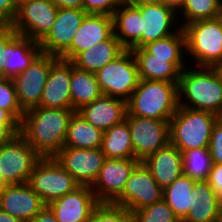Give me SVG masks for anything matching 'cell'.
<instances>
[{"mask_svg":"<svg viewBox=\"0 0 222 222\" xmlns=\"http://www.w3.org/2000/svg\"><path fill=\"white\" fill-rule=\"evenodd\" d=\"M138 8L143 16L142 47L173 35L182 28L178 13L163 3L141 5Z\"/></svg>","mask_w":222,"mask_h":222,"instance_id":"20","label":"cell"},{"mask_svg":"<svg viewBox=\"0 0 222 222\" xmlns=\"http://www.w3.org/2000/svg\"><path fill=\"white\" fill-rule=\"evenodd\" d=\"M0 108L6 110L19 124L25 111L19 105L11 78H0Z\"/></svg>","mask_w":222,"mask_h":222,"instance_id":"37","label":"cell"},{"mask_svg":"<svg viewBox=\"0 0 222 222\" xmlns=\"http://www.w3.org/2000/svg\"><path fill=\"white\" fill-rule=\"evenodd\" d=\"M30 222H58L54 212L46 205Z\"/></svg>","mask_w":222,"mask_h":222,"instance_id":"44","label":"cell"},{"mask_svg":"<svg viewBox=\"0 0 222 222\" xmlns=\"http://www.w3.org/2000/svg\"><path fill=\"white\" fill-rule=\"evenodd\" d=\"M87 222H133L132 212L113 203H99Z\"/></svg>","mask_w":222,"mask_h":222,"instance_id":"36","label":"cell"},{"mask_svg":"<svg viewBox=\"0 0 222 222\" xmlns=\"http://www.w3.org/2000/svg\"><path fill=\"white\" fill-rule=\"evenodd\" d=\"M132 216L133 222H181L163 199L132 211Z\"/></svg>","mask_w":222,"mask_h":222,"instance_id":"35","label":"cell"},{"mask_svg":"<svg viewBox=\"0 0 222 222\" xmlns=\"http://www.w3.org/2000/svg\"><path fill=\"white\" fill-rule=\"evenodd\" d=\"M195 182L196 180L182 175L163 189V200L170 206L180 221L188 213L191 192Z\"/></svg>","mask_w":222,"mask_h":222,"instance_id":"32","label":"cell"},{"mask_svg":"<svg viewBox=\"0 0 222 222\" xmlns=\"http://www.w3.org/2000/svg\"><path fill=\"white\" fill-rule=\"evenodd\" d=\"M178 106L222 117V74L219 69L188 64L180 73Z\"/></svg>","mask_w":222,"mask_h":222,"instance_id":"2","label":"cell"},{"mask_svg":"<svg viewBox=\"0 0 222 222\" xmlns=\"http://www.w3.org/2000/svg\"><path fill=\"white\" fill-rule=\"evenodd\" d=\"M95 74L103 95L126 102L140 81L136 59L129 49H125Z\"/></svg>","mask_w":222,"mask_h":222,"instance_id":"6","label":"cell"},{"mask_svg":"<svg viewBox=\"0 0 222 222\" xmlns=\"http://www.w3.org/2000/svg\"><path fill=\"white\" fill-rule=\"evenodd\" d=\"M58 8L83 9V0H51Z\"/></svg>","mask_w":222,"mask_h":222,"instance_id":"45","label":"cell"},{"mask_svg":"<svg viewBox=\"0 0 222 222\" xmlns=\"http://www.w3.org/2000/svg\"><path fill=\"white\" fill-rule=\"evenodd\" d=\"M139 162L134 158H106L96 180L90 186L98 201L112 203L122 193L131 172Z\"/></svg>","mask_w":222,"mask_h":222,"instance_id":"15","label":"cell"},{"mask_svg":"<svg viewBox=\"0 0 222 222\" xmlns=\"http://www.w3.org/2000/svg\"><path fill=\"white\" fill-rule=\"evenodd\" d=\"M70 93L72 109L75 111L103 95L97 82L96 74L78 69L74 66L73 62L70 78Z\"/></svg>","mask_w":222,"mask_h":222,"instance_id":"29","label":"cell"},{"mask_svg":"<svg viewBox=\"0 0 222 222\" xmlns=\"http://www.w3.org/2000/svg\"><path fill=\"white\" fill-rule=\"evenodd\" d=\"M54 158L80 185L88 186L94 183L106 159L100 148L80 149L66 146Z\"/></svg>","mask_w":222,"mask_h":222,"instance_id":"13","label":"cell"},{"mask_svg":"<svg viewBox=\"0 0 222 222\" xmlns=\"http://www.w3.org/2000/svg\"><path fill=\"white\" fill-rule=\"evenodd\" d=\"M186 38V56L192 66L216 67L222 64V15L197 20L183 27ZM194 61V62H193Z\"/></svg>","mask_w":222,"mask_h":222,"instance_id":"4","label":"cell"},{"mask_svg":"<svg viewBox=\"0 0 222 222\" xmlns=\"http://www.w3.org/2000/svg\"><path fill=\"white\" fill-rule=\"evenodd\" d=\"M58 58L41 52L23 72L12 78L24 111L39 105L51 65Z\"/></svg>","mask_w":222,"mask_h":222,"instance_id":"11","label":"cell"},{"mask_svg":"<svg viewBox=\"0 0 222 222\" xmlns=\"http://www.w3.org/2000/svg\"><path fill=\"white\" fill-rule=\"evenodd\" d=\"M0 124H19L6 110L0 108Z\"/></svg>","mask_w":222,"mask_h":222,"instance_id":"48","label":"cell"},{"mask_svg":"<svg viewBox=\"0 0 222 222\" xmlns=\"http://www.w3.org/2000/svg\"><path fill=\"white\" fill-rule=\"evenodd\" d=\"M27 184L45 205H49L80 186L54 157L41 158L31 172Z\"/></svg>","mask_w":222,"mask_h":222,"instance_id":"7","label":"cell"},{"mask_svg":"<svg viewBox=\"0 0 222 222\" xmlns=\"http://www.w3.org/2000/svg\"><path fill=\"white\" fill-rule=\"evenodd\" d=\"M72 61L58 58L49 70L38 106L72 109L70 78Z\"/></svg>","mask_w":222,"mask_h":222,"instance_id":"18","label":"cell"},{"mask_svg":"<svg viewBox=\"0 0 222 222\" xmlns=\"http://www.w3.org/2000/svg\"><path fill=\"white\" fill-rule=\"evenodd\" d=\"M41 158L32 146L17 134L0 147V174L7 185L27 183Z\"/></svg>","mask_w":222,"mask_h":222,"instance_id":"8","label":"cell"},{"mask_svg":"<svg viewBox=\"0 0 222 222\" xmlns=\"http://www.w3.org/2000/svg\"><path fill=\"white\" fill-rule=\"evenodd\" d=\"M113 34L112 16L87 14L74 35L71 46L59 58L72 61L80 52L108 40Z\"/></svg>","mask_w":222,"mask_h":222,"instance_id":"17","label":"cell"},{"mask_svg":"<svg viewBox=\"0 0 222 222\" xmlns=\"http://www.w3.org/2000/svg\"><path fill=\"white\" fill-rule=\"evenodd\" d=\"M122 3V0H83V10L87 14L112 16Z\"/></svg>","mask_w":222,"mask_h":222,"instance_id":"38","label":"cell"},{"mask_svg":"<svg viewBox=\"0 0 222 222\" xmlns=\"http://www.w3.org/2000/svg\"><path fill=\"white\" fill-rule=\"evenodd\" d=\"M209 147L194 148L182 153L183 175L196 181H206L213 168Z\"/></svg>","mask_w":222,"mask_h":222,"instance_id":"33","label":"cell"},{"mask_svg":"<svg viewBox=\"0 0 222 222\" xmlns=\"http://www.w3.org/2000/svg\"><path fill=\"white\" fill-rule=\"evenodd\" d=\"M221 15L222 0H186L178 12V19L181 24L180 26L183 28L191 22L216 18Z\"/></svg>","mask_w":222,"mask_h":222,"instance_id":"34","label":"cell"},{"mask_svg":"<svg viewBox=\"0 0 222 222\" xmlns=\"http://www.w3.org/2000/svg\"><path fill=\"white\" fill-rule=\"evenodd\" d=\"M131 132L124 120L104 131L100 149L108 159L134 158Z\"/></svg>","mask_w":222,"mask_h":222,"instance_id":"30","label":"cell"},{"mask_svg":"<svg viewBox=\"0 0 222 222\" xmlns=\"http://www.w3.org/2000/svg\"><path fill=\"white\" fill-rule=\"evenodd\" d=\"M7 186V184L5 183V181L3 180L1 174H0V194L1 192L4 190V188Z\"/></svg>","mask_w":222,"mask_h":222,"instance_id":"51","label":"cell"},{"mask_svg":"<svg viewBox=\"0 0 222 222\" xmlns=\"http://www.w3.org/2000/svg\"><path fill=\"white\" fill-rule=\"evenodd\" d=\"M219 118L212 112L178 106L169 120L170 143L182 153L209 147L213 126Z\"/></svg>","mask_w":222,"mask_h":222,"instance_id":"5","label":"cell"},{"mask_svg":"<svg viewBox=\"0 0 222 222\" xmlns=\"http://www.w3.org/2000/svg\"><path fill=\"white\" fill-rule=\"evenodd\" d=\"M220 73L222 74V64L218 67Z\"/></svg>","mask_w":222,"mask_h":222,"instance_id":"52","label":"cell"},{"mask_svg":"<svg viewBox=\"0 0 222 222\" xmlns=\"http://www.w3.org/2000/svg\"><path fill=\"white\" fill-rule=\"evenodd\" d=\"M220 222H222V210H221V218H220Z\"/></svg>","mask_w":222,"mask_h":222,"instance_id":"53","label":"cell"},{"mask_svg":"<svg viewBox=\"0 0 222 222\" xmlns=\"http://www.w3.org/2000/svg\"><path fill=\"white\" fill-rule=\"evenodd\" d=\"M19 134V124H0V147Z\"/></svg>","mask_w":222,"mask_h":222,"instance_id":"43","label":"cell"},{"mask_svg":"<svg viewBox=\"0 0 222 222\" xmlns=\"http://www.w3.org/2000/svg\"><path fill=\"white\" fill-rule=\"evenodd\" d=\"M86 15L83 9L58 8L52 28L39 42L41 52L60 57L71 46Z\"/></svg>","mask_w":222,"mask_h":222,"instance_id":"14","label":"cell"},{"mask_svg":"<svg viewBox=\"0 0 222 222\" xmlns=\"http://www.w3.org/2000/svg\"><path fill=\"white\" fill-rule=\"evenodd\" d=\"M142 162L162 189L183 175L182 152L171 143L148 155Z\"/></svg>","mask_w":222,"mask_h":222,"instance_id":"23","label":"cell"},{"mask_svg":"<svg viewBox=\"0 0 222 222\" xmlns=\"http://www.w3.org/2000/svg\"><path fill=\"white\" fill-rule=\"evenodd\" d=\"M185 1L186 0H162V3L178 13L183 7Z\"/></svg>","mask_w":222,"mask_h":222,"instance_id":"47","label":"cell"},{"mask_svg":"<svg viewBox=\"0 0 222 222\" xmlns=\"http://www.w3.org/2000/svg\"><path fill=\"white\" fill-rule=\"evenodd\" d=\"M124 50L125 48L113 34L108 40L80 52L72 62L78 69L96 73Z\"/></svg>","mask_w":222,"mask_h":222,"instance_id":"27","label":"cell"},{"mask_svg":"<svg viewBox=\"0 0 222 222\" xmlns=\"http://www.w3.org/2000/svg\"><path fill=\"white\" fill-rule=\"evenodd\" d=\"M131 50L137 62L140 79L179 83L181 71L169 61V58L156 57L144 47Z\"/></svg>","mask_w":222,"mask_h":222,"instance_id":"25","label":"cell"},{"mask_svg":"<svg viewBox=\"0 0 222 222\" xmlns=\"http://www.w3.org/2000/svg\"><path fill=\"white\" fill-rule=\"evenodd\" d=\"M103 131L87 122L75 111L67 128L64 146L80 149H96L101 147Z\"/></svg>","mask_w":222,"mask_h":222,"instance_id":"28","label":"cell"},{"mask_svg":"<svg viewBox=\"0 0 222 222\" xmlns=\"http://www.w3.org/2000/svg\"><path fill=\"white\" fill-rule=\"evenodd\" d=\"M144 48L156 57L169 58L180 71L188 66L185 61L186 38L183 28L173 35L146 44Z\"/></svg>","mask_w":222,"mask_h":222,"instance_id":"31","label":"cell"},{"mask_svg":"<svg viewBox=\"0 0 222 222\" xmlns=\"http://www.w3.org/2000/svg\"><path fill=\"white\" fill-rule=\"evenodd\" d=\"M178 108V83L140 79L130 99L127 113L132 116L170 120Z\"/></svg>","mask_w":222,"mask_h":222,"instance_id":"3","label":"cell"},{"mask_svg":"<svg viewBox=\"0 0 222 222\" xmlns=\"http://www.w3.org/2000/svg\"><path fill=\"white\" fill-rule=\"evenodd\" d=\"M222 201V164H214L206 180Z\"/></svg>","mask_w":222,"mask_h":222,"instance_id":"42","label":"cell"},{"mask_svg":"<svg viewBox=\"0 0 222 222\" xmlns=\"http://www.w3.org/2000/svg\"><path fill=\"white\" fill-rule=\"evenodd\" d=\"M18 35L11 24L0 23V78H3V64L6 58V46Z\"/></svg>","mask_w":222,"mask_h":222,"instance_id":"40","label":"cell"},{"mask_svg":"<svg viewBox=\"0 0 222 222\" xmlns=\"http://www.w3.org/2000/svg\"><path fill=\"white\" fill-rule=\"evenodd\" d=\"M41 53L39 43L18 34L6 46L5 64H3V78H13L23 72Z\"/></svg>","mask_w":222,"mask_h":222,"instance_id":"26","label":"cell"},{"mask_svg":"<svg viewBox=\"0 0 222 222\" xmlns=\"http://www.w3.org/2000/svg\"><path fill=\"white\" fill-rule=\"evenodd\" d=\"M58 7L51 0H33L18 8L14 30L36 42H40L54 24Z\"/></svg>","mask_w":222,"mask_h":222,"instance_id":"12","label":"cell"},{"mask_svg":"<svg viewBox=\"0 0 222 222\" xmlns=\"http://www.w3.org/2000/svg\"><path fill=\"white\" fill-rule=\"evenodd\" d=\"M222 201L207 181H196L187 215L181 222H220Z\"/></svg>","mask_w":222,"mask_h":222,"instance_id":"22","label":"cell"},{"mask_svg":"<svg viewBox=\"0 0 222 222\" xmlns=\"http://www.w3.org/2000/svg\"><path fill=\"white\" fill-rule=\"evenodd\" d=\"M125 121L131 132L134 159L143 161L148 155L170 143L169 120L143 118L126 113Z\"/></svg>","mask_w":222,"mask_h":222,"instance_id":"9","label":"cell"},{"mask_svg":"<svg viewBox=\"0 0 222 222\" xmlns=\"http://www.w3.org/2000/svg\"><path fill=\"white\" fill-rule=\"evenodd\" d=\"M124 4L132 6L150 5V4H160L162 0H122Z\"/></svg>","mask_w":222,"mask_h":222,"instance_id":"46","label":"cell"},{"mask_svg":"<svg viewBox=\"0 0 222 222\" xmlns=\"http://www.w3.org/2000/svg\"><path fill=\"white\" fill-rule=\"evenodd\" d=\"M45 206L27 183L7 185L0 194V208L23 222H30Z\"/></svg>","mask_w":222,"mask_h":222,"instance_id":"19","label":"cell"},{"mask_svg":"<svg viewBox=\"0 0 222 222\" xmlns=\"http://www.w3.org/2000/svg\"><path fill=\"white\" fill-rule=\"evenodd\" d=\"M209 151L214 164H222V117L214 124L210 136Z\"/></svg>","mask_w":222,"mask_h":222,"instance_id":"39","label":"cell"},{"mask_svg":"<svg viewBox=\"0 0 222 222\" xmlns=\"http://www.w3.org/2000/svg\"><path fill=\"white\" fill-rule=\"evenodd\" d=\"M17 11L15 0H0V23L12 25Z\"/></svg>","mask_w":222,"mask_h":222,"instance_id":"41","label":"cell"},{"mask_svg":"<svg viewBox=\"0 0 222 222\" xmlns=\"http://www.w3.org/2000/svg\"><path fill=\"white\" fill-rule=\"evenodd\" d=\"M99 203L90 186L80 185L48 206L58 222H87Z\"/></svg>","mask_w":222,"mask_h":222,"instance_id":"16","label":"cell"},{"mask_svg":"<svg viewBox=\"0 0 222 222\" xmlns=\"http://www.w3.org/2000/svg\"><path fill=\"white\" fill-rule=\"evenodd\" d=\"M0 222H23V221L14 218L13 216H11L10 214H8L7 212H4V211L0 208Z\"/></svg>","mask_w":222,"mask_h":222,"instance_id":"49","label":"cell"},{"mask_svg":"<svg viewBox=\"0 0 222 222\" xmlns=\"http://www.w3.org/2000/svg\"><path fill=\"white\" fill-rule=\"evenodd\" d=\"M30 1H33V0H15L17 10H18V8H19L20 6H22L24 3L30 2Z\"/></svg>","mask_w":222,"mask_h":222,"instance_id":"50","label":"cell"},{"mask_svg":"<svg viewBox=\"0 0 222 222\" xmlns=\"http://www.w3.org/2000/svg\"><path fill=\"white\" fill-rule=\"evenodd\" d=\"M112 18L114 35L125 49L142 47L143 16L138 7L122 3Z\"/></svg>","mask_w":222,"mask_h":222,"instance_id":"24","label":"cell"},{"mask_svg":"<svg viewBox=\"0 0 222 222\" xmlns=\"http://www.w3.org/2000/svg\"><path fill=\"white\" fill-rule=\"evenodd\" d=\"M77 112L87 122L104 132L125 120L127 102L119 98L102 95L100 98L83 105Z\"/></svg>","mask_w":222,"mask_h":222,"instance_id":"21","label":"cell"},{"mask_svg":"<svg viewBox=\"0 0 222 222\" xmlns=\"http://www.w3.org/2000/svg\"><path fill=\"white\" fill-rule=\"evenodd\" d=\"M74 112L64 108H30L19 124V134L42 158L54 157L64 146Z\"/></svg>","mask_w":222,"mask_h":222,"instance_id":"1","label":"cell"},{"mask_svg":"<svg viewBox=\"0 0 222 222\" xmlns=\"http://www.w3.org/2000/svg\"><path fill=\"white\" fill-rule=\"evenodd\" d=\"M162 199L163 189L140 161L131 172L122 193L112 203L132 212Z\"/></svg>","mask_w":222,"mask_h":222,"instance_id":"10","label":"cell"}]
</instances>
